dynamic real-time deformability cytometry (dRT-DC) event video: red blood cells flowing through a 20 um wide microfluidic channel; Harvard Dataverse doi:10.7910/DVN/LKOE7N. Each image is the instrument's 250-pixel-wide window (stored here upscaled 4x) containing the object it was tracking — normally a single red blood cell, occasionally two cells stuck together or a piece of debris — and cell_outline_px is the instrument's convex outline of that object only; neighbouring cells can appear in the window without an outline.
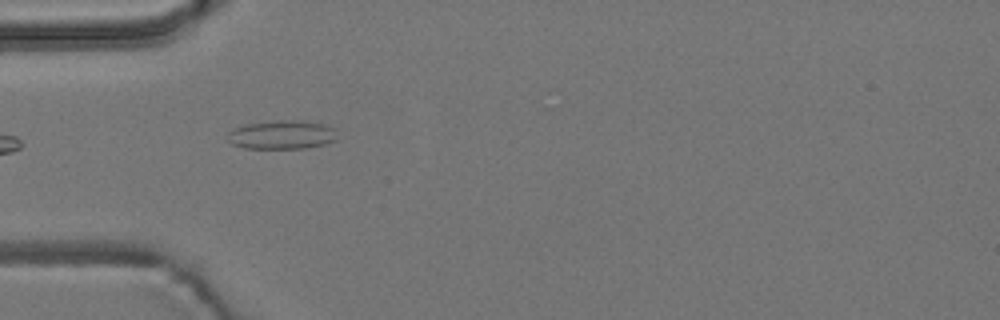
{"species": "common noctule bat (a hibernating species)", "species_latin": "Nyctalus noctula", "temperature_condition": "room temperature", "stored_images_in_passage": 11, "camera_frame_rate_fps": 3000, "um_per_image_px": 0.085, "animal": {"sex": "male", "body_mass_g": 19.2, "forearm_length_mm": 51.8}, "frame": {"image": 1, "passage_image": 5, "time_ms": 5.333, "image_size_px": [1000, 320], "cell_outline_px": [[336, 140], [324, 144], [304, 148], [244, 148], [232, 144], [228, 140], [228, 132], [232, 128], [244, 124], [276, 120], [300, 120], [324, 124], [332, 128]], "centroid_in_image_um": [23.89, 11.44], "position_along_channel_um": 61.1, "area_um2": 18.32}}
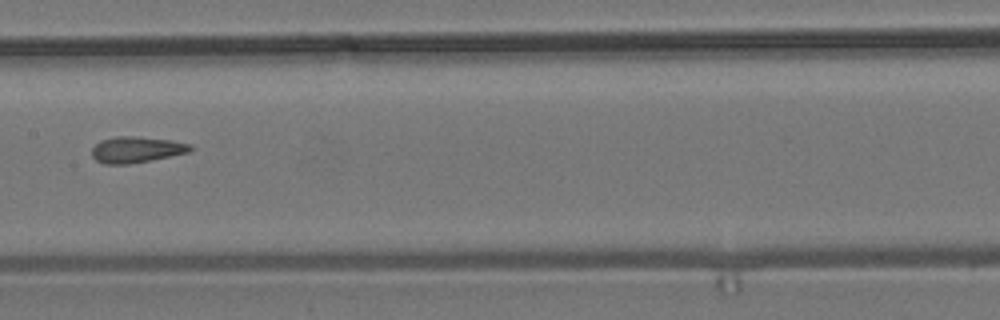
{"frame": {"image": 2, "passage_image": 8, "time_ms": 9.0, "image_size_px": [1000, 320], "cell_outline_px": [[196, 148], [188, 152], [128, 164], [104, 164], [96, 160], [92, 156], [92, 148], [100, 140], [116, 136], [140, 136], [172, 140], [192, 144]], "centroid_in_image_um": [11.6, 12.7], "position_along_channel_um": 195.8, "area_um2": 15.03}}
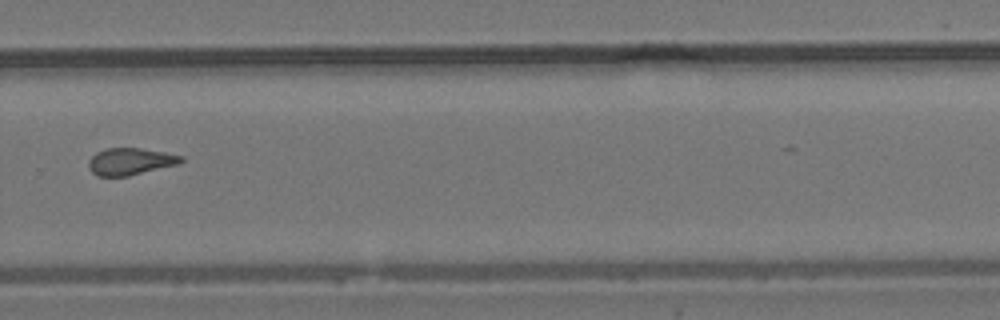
{"frame": {"image": 3, "passage_image": 11, "time_ms": 12.333, "image_size_px": [1000, 320], "cell_outline_px": [[184, 160], [180, 164], [128, 176], [96, 176], [88, 168], [88, 160], [96, 152], [104, 148], [140, 148], [164, 152], [184, 156]], "centroid_in_image_um": [11.07, 13.72], "position_along_channel_um": 318.7, "area_um2": 14.74}}